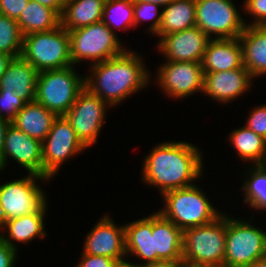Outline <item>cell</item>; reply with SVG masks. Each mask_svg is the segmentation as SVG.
<instances>
[{
    "instance_id": "1",
    "label": "cell",
    "mask_w": 266,
    "mask_h": 267,
    "mask_svg": "<svg viewBox=\"0 0 266 267\" xmlns=\"http://www.w3.org/2000/svg\"><path fill=\"white\" fill-rule=\"evenodd\" d=\"M202 151L189 142H163L144 157L142 182L164 193L194 185L203 170Z\"/></svg>"
},
{
    "instance_id": "2",
    "label": "cell",
    "mask_w": 266,
    "mask_h": 267,
    "mask_svg": "<svg viewBox=\"0 0 266 267\" xmlns=\"http://www.w3.org/2000/svg\"><path fill=\"white\" fill-rule=\"evenodd\" d=\"M91 74L84 76L85 88L110 107L148 86L151 78L140 54L126 50L113 58L91 64Z\"/></svg>"
},
{
    "instance_id": "3",
    "label": "cell",
    "mask_w": 266,
    "mask_h": 267,
    "mask_svg": "<svg viewBox=\"0 0 266 267\" xmlns=\"http://www.w3.org/2000/svg\"><path fill=\"white\" fill-rule=\"evenodd\" d=\"M205 194L195 184L168 191L162 195L165 207L158 212L183 231L211 223L221 214Z\"/></svg>"
},
{
    "instance_id": "4",
    "label": "cell",
    "mask_w": 266,
    "mask_h": 267,
    "mask_svg": "<svg viewBox=\"0 0 266 267\" xmlns=\"http://www.w3.org/2000/svg\"><path fill=\"white\" fill-rule=\"evenodd\" d=\"M226 213L211 223L195 226L183 233V263L223 265L226 253Z\"/></svg>"
},
{
    "instance_id": "5",
    "label": "cell",
    "mask_w": 266,
    "mask_h": 267,
    "mask_svg": "<svg viewBox=\"0 0 266 267\" xmlns=\"http://www.w3.org/2000/svg\"><path fill=\"white\" fill-rule=\"evenodd\" d=\"M21 56L38 72L72 66L68 31L59 25L50 31L23 36Z\"/></svg>"
},
{
    "instance_id": "6",
    "label": "cell",
    "mask_w": 266,
    "mask_h": 267,
    "mask_svg": "<svg viewBox=\"0 0 266 267\" xmlns=\"http://www.w3.org/2000/svg\"><path fill=\"white\" fill-rule=\"evenodd\" d=\"M74 66L38 72L35 101L57 116H64L85 88Z\"/></svg>"
},
{
    "instance_id": "7",
    "label": "cell",
    "mask_w": 266,
    "mask_h": 267,
    "mask_svg": "<svg viewBox=\"0 0 266 267\" xmlns=\"http://www.w3.org/2000/svg\"><path fill=\"white\" fill-rule=\"evenodd\" d=\"M68 33L73 65L83 60H90L92 64L103 62L126 50L116 32H113L102 21L68 31Z\"/></svg>"
},
{
    "instance_id": "8",
    "label": "cell",
    "mask_w": 266,
    "mask_h": 267,
    "mask_svg": "<svg viewBox=\"0 0 266 267\" xmlns=\"http://www.w3.org/2000/svg\"><path fill=\"white\" fill-rule=\"evenodd\" d=\"M225 247V266L247 267L266 257V231L254 227L250 221L228 217L227 214Z\"/></svg>"
},
{
    "instance_id": "9",
    "label": "cell",
    "mask_w": 266,
    "mask_h": 267,
    "mask_svg": "<svg viewBox=\"0 0 266 267\" xmlns=\"http://www.w3.org/2000/svg\"><path fill=\"white\" fill-rule=\"evenodd\" d=\"M50 179L28 173L21 179L0 184V225L9 220L38 212L46 204L45 192L36 184V180Z\"/></svg>"
},
{
    "instance_id": "10",
    "label": "cell",
    "mask_w": 266,
    "mask_h": 267,
    "mask_svg": "<svg viewBox=\"0 0 266 267\" xmlns=\"http://www.w3.org/2000/svg\"><path fill=\"white\" fill-rule=\"evenodd\" d=\"M196 26L210 39L239 38L246 23L232 0H195ZM212 34L216 35L212 38Z\"/></svg>"
},
{
    "instance_id": "11",
    "label": "cell",
    "mask_w": 266,
    "mask_h": 267,
    "mask_svg": "<svg viewBox=\"0 0 266 267\" xmlns=\"http://www.w3.org/2000/svg\"><path fill=\"white\" fill-rule=\"evenodd\" d=\"M86 149L66 117L57 116L42 142L43 177L51 180L64 161Z\"/></svg>"
},
{
    "instance_id": "12",
    "label": "cell",
    "mask_w": 266,
    "mask_h": 267,
    "mask_svg": "<svg viewBox=\"0 0 266 267\" xmlns=\"http://www.w3.org/2000/svg\"><path fill=\"white\" fill-rule=\"evenodd\" d=\"M108 107L110 106L99 96L84 88L64 115L77 137L88 149L97 142Z\"/></svg>"
},
{
    "instance_id": "13",
    "label": "cell",
    "mask_w": 266,
    "mask_h": 267,
    "mask_svg": "<svg viewBox=\"0 0 266 267\" xmlns=\"http://www.w3.org/2000/svg\"><path fill=\"white\" fill-rule=\"evenodd\" d=\"M156 74L161 90L171 98L182 100L195 92H203L202 62L166 61Z\"/></svg>"
},
{
    "instance_id": "14",
    "label": "cell",
    "mask_w": 266,
    "mask_h": 267,
    "mask_svg": "<svg viewBox=\"0 0 266 267\" xmlns=\"http://www.w3.org/2000/svg\"><path fill=\"white\" fill-rule=\"evenodd\" d=\"M210 38L197 26L159 39L157 48L166 61L202 62Z\"/></svg>"
},
{
    "instance_id": "15",
    "label": "cell",
    "mask_w": 266,
    "mask_h": 267,
    "mask_svg": "<svg viewBox=\"0 0 266 267\" xmlns=\"http://www.w3.org/2000/svg\"><path fill=\"white\" fill-rule=\"evenodd\" d=\"M9 157L24 167L28 173L43 177L42 142L28 136L10 124L5 134L2 153V170Z\"/></svg>"
},
{
    "instance_id": "16",
    "label": "cell",
    "mask_w": 266,
    "mask_h": 267,
    "mask_svg": "<svg viewBox=\"0 0 266 267\" xmlns=\"http://www.w3.org/2000/svg\"><path fill=\"white\" fill-rule=\"evenodd\" d=\"M82 252L110 257L118 262L125 260V225L117 226L107 214L102 216L88 233Z\"/></svg>"
},
{
    "instance_id": "17",
    "label": "cell",
    "mask_w": 266,
    "mask_h": 267,
    "mask_svg": "<svg viewBox=\"0 0 266 267\" xmlns=\"http://www.w3.org/2000/svg\"><path fill=\"white\" fill-rule=\"evenodd\" d=\"M253 76L245 66L235 70L204 73V95L221 103L236 100L252 86Z\"/></svg>"
},
{
    "instance_id": "18",
    "label": "cell",
    "mask_w": 266,
    "mask_h": 267,
    "mask_svg": "<svg viewBox=\"0 0 266 267\" xmlns=\"http://www.w3.org/2000/svg\"><path fill=\"white\" fill-rule=\"evenodd\" d=\"M183 233L158 211L152 214L153 253H157V262L182 261Z\"/></svg>"
},
{
    "instance_id": "19",
    "label": "cell",
    "mask_w": 266,
    "mask_h": 267,
    "mask_svg": "<svg viewBox=\"0 0 266 267\" xmlns=\"http://www.w3.org/2000/svg\"><path fill=\"white\" fill-rule=\"evenodd\" d=\"M243 65V48L239 38L210 39L202 67L204 73L235 70Z\"/></svg>"
},
{
    "instance_id": "20",
    "label": "cell",
    "mask_w": 266,
    "mask_h": 267,
    "mask_svg": "<svg viewBox=\"0 0 266 267\" xmlns=\"http://www.w3.org/2000/svg\"><path fill=\"white\" fill-rule=\"evenodd\" d=\"M38 71L22 56L14 57L0 80V91H15L26 103L35 101Z\"/></svg>"
},
{
    "instance_id": "21",
    "label": "cell",
    "mask_w": 266,
    "mask_h": 267,
    "mask_svg": "<svg viewBox=\"0 0 266 267\" xmlns=\"http://www.w3.org/2000/svg\"><path fill=\"white\" fill-rule=\"evenodd\" d=\"M47 204L38 212H33L25 216H21L14 219H9L0 225V230L4 229L8 234L4 232L0 233V237L12 248L18 249L15 242L28 243L32 239L39 237H46L44 218L47 212ZM8 235V236H7Z\"/></svg>"
},
{
    "instance_id": "22",
    "label": "cell",
    "mask_w": 266,
    "mask_h": 267,
    "mask_svg": "<svg viewBox=\"0 0 266 267\" xmlns=\"http://www.w3.org/2000/svg\"><path fill=\"white\" fill-rule=\"evenodd\" d=\"M243 65L255 77L266 75V26H248L239 36Z\"/></svg>"
},
{
    "instance_id": "23",
    "label": "cell",
    "mask_w": 266,
    "mask_h": 267,
    "mask_svg": "<svg viewBox=\"0 0 266 267\" xmlns=\"http://www.w3.org/2000/svg\"><path fill=\"white\" fill-rule=\"evenodd\" d=\"M124 225L126 254L144 260L138 266L157 262V253H153L152 215Z\"/></svg>"
},
{
    "instance_id": "24",
    "label": "cell",
    "mask_w": 266,
    "mask_h": 267,
    "mask_svg": "<svg viewBox=\"0 0 266 267\" xmlns=\"http://www.w3.org/2000/svg\"><path fill=\"white\" fill-rule=\"evenodd\" d=\"M57 115L37 101L26 103L11 122L17 129L41 142L45 140Z\"/></svg>"
},
{
    "instance_id": "25",
    "label": "cell",
    "mask_w": 266,
    "mask_h": 267,
    "mask_svg": "<svg viewBox=\"0 0 266 267\" xmlns=\"http://www.w3.org/2000/svg\"><path fill=\"white\" fill-rule=\"evenodd\" d=\"M106 0H66L60 25L67 31L82 28L102 20Z\"/></svg>"
},
{
    "instance_id": "26",
    "label": "cell",
    "mask_w": 266,
    "mask_h": 267,
    "mask_svg": "<svg viewBox=\"0 0 266 267\" xmlns=\"http://www.w3.org/2000/svg\"><path fill=\"white\" fill-rule=\"evenodd\" d=\"M161 13V23L154 34L160 39L170 33L196 26L195 0H172Z\"/></svg>"
},
{
    "instance_id": "27",
    "label": "cell",
    "mask_w": 266,
    "mask_h": 267,
    "mask_svg": "<svg viewBox=\"0 0 266 267\" xmlns=\"http://www.w3.org/2000/svg\"><path fill=\"white\" fill-rule=\"evenodd\" d=\"M16 21L25 36L56 29L60 25V16L53 9L29 0Z\"/></svg>"
},
{
    "instance_id": "28",
    "label": "cell",
    "mask_w": 266,
    "mask_h": 267,
    "mask_svg": "<svg viewBox=\"0 0 266 267\" xmlns=\"http://www.w3.org/2000/svg\"><path fill=\"white\" fill-rule=\"evenodd\" d=\"M229 141L241 160L254 165L266 164V140L246 126L230 132Z\"/></svg>"
},
{
    "instance_id": "29",
    "label": "cell",
    "mask_w": 266,
    "mask_h": 267,
    "mask_svg": "<svg viewBox=\"0 0 266 267\" xmlns=\"http://www.w3.org/2000/svg\"><path fill=\"white\" fill-rule=\"evenodd\" d=\"M248 169L249 178L241 187L245 195L244 203L257 210H266V164L252 165Z\"/></svg>"
},
{
    "instance_id": "30",
    "label": "cell",
    "mask_w": 266,
    "mask_h": 267,
    "mask_svg": "<svg viewBox=\"0 0 266 267\" xmlns=\"http://www.w3.org/2000/svg\"><path fill=\"white\" fill-rule=\"evenodd\" d=\"M101 21L113 32L114 29L133 28V0H106Z\"/></svg>"
},
{
    "instance_id": "31",
    "label": "cell",
    "mask_w": 266,
    "mask_h": 267,
    "mask_svg": "<svg viewBox=\"0 0 266 267\" xmlns=\"http://www.w3.org/2000/svg\"><path fill=\"white\" fill-rule=\"evenodd\" d=\"M23 35L16 19L0 14V52L13 58L21 56Z\"/></svg>"
},
{
    "instance_id": "32",
    "label": "cell",
    "mask_w": 266,
    "mask_h": 267,
    "mask_svg": "<svg viewBox=\"0 0 266 267\" xmlns=\"http://www.w3.org/2000/svg\"><path fill=\"white\" fill-rule=\"evenodd\" d=\"M159 7L161 6L155 3L133 0L134 26L137 27L143 21L155 19L152 21L153 23L151 22L150 28L148 29V32L150 31L154 35L158 31L161 23L162 11H159Z\"/></svg>"
},
{
    "instance_id": "33",
    "label": "cell",
    "mask_w": 266,
    "mask_h": 267,
    "mask_svg": "<svg viewBox=\"0 0 266 267\" xmlns=\"http://www.w3.org/2000/svg\"><path fill=\"white\" fill-rule=\"evenodd\" d=\"M25 105L26 102L20 99L15 91H0L1 118L12 122Z\"/></svg>"
},
{
    "instance_id": "34",
    "label": "cell",
    "mask_w": 266,
    "mask_h": 267,
    "mask_svg": "<svg viewBox=\"0 0 266 267\" xmlns=\"http://www.w3.org/2000/svg\"><path fill=\"white\" fill-rule=\"evenodd\" d=\"M245 126L266 140V104L253 108Z\"/></svg>"
},
{
    "instance_id": "35",
    "label": "cell",
    "mask_w": 266,
    "mask_h": 267,
    "mask_svg": "<svg viewBox=\"0 0 266 267\" xmlns=\"http://www.w3.org/2000/svg\"><path fill=\"white\" fill-rule=\"evenodd\" d=\"M243 7L254 18L248 26H266V0H245Z\"/></svg>"
},
{
    "instance_id": "36",
    "label": "cell",
    "mask_w": 266,
    "mask_h": 267,
    "mask_svg": "<svg viewBox=\"0 0 266 267\" xmlns=\"http://www.w3.org/2000/svg\"><path fill=\"white\" fill-rule=\"evenodd\" d=\"M81 262L76 267H114L118 262L110 257L100 255L81 254Z\"/></svg>"
},
{
    "instance_id": "37",
    "label": "cell",
    "mask_w": 266,
    "mask_h": 267,
    "mask_svg": "<svg viewBox=\"0 0 266 267\" xmlns=\"http://www.w3.org/2000/svg\"><path fill=\"white\" fill-rule=\"evenodd\" d=\"M29 0H0V14L18 19Z\"/></svg>"
},
{
    "instance_id": "38",
    "label": "cell",
    "mask_w": 266,
    "mask_h": 267,
    "mask_svg": "<svg viewBox=\"0 0 266 267\" xmlns=\"http://www.w3.org/2000/svg\"><path fill=\"white\" fill-rule=\"evenodd\" d=\"M17 252L0 237V267H14Z\"/></svg>"
},
{
    "instance_id": "39",
    "label": "cell",
    "mask_w": 266,
    "mask_h": 267,
    "mask_svg": "<svg viewBox=\"0 0 266 267\" xmlns=\"http://www.w3.org/2000/svg\"><path fill=\"white\" fill-rule=\"evenodd\" d=\"M32 1L38 2L43 6L53 9L59 16H61L66 2V0H32Z\"/></svg>"
},
{
    "instance_id": "40",
    "label": "cell",
    "mask_w": 266,
    "mask_h": 267,
    "mask_svg": "<svg viewBox=\"0 0 266 267\" xmlns=\"http://www.w3.org/2000/svg\"><path fill=\"white\" fill-rule=\"evenodd\" d=\"M11 122L0 117V170L2 171V153L5 142V134Z\"/></svg>"
},
{
    "instance_id": "41",
    "label": "cell",
    "mask_w": 266,
    "mask_h": 267,
    "mask_svg": "<svg viewBox=\"0 0 266 267\" xmlns=\"http://www.w3.org/2000/svg\"><path fill=\"white\" fill-rule=\"evenodd\" d=\"M183 262L182 261H158L154 263H149L143 266L139 267H182Z\"/></svg>"
},
{
    "instance_id": "42",
    "label": "cell",
    "mask_w": 266,
    "mask_h": 267,
    "mask_svg": "<svg viewBox=\"0 0 266 267\" xmlns=\"http://www.w3.org/2000/svg\"><path fill=\"white\" fill-rule=\"evenodd\" d=\"M12 59L13 57L11 55L0 52V80L3 77L6 68Z\"/></svg>"
},
{
    "instance_id": "43",
    "label": "cell",
    "mask_w": 266,
    "mask_h": 267,
    "mask_svg": "<svg viewBox=\"0 0 266 267\" xmlns=\"http://www.w3.org/2000/svg\"><path fill=\"white\" fill-rule=\"evenodd\" d=\"M247 267H266V257L255 260L252 264Z\"/></svg>"
},
{
    "instance_id": "44",
    "label": "cell",
    "mask_w": 266,
    "mask_h": 267,
    "mask_svg": "<svg viewBox=\"0 0 266 267\" xmlns=\"http://www.w3.org/2000/svg\"><path fill=\"white\" fill-rule=\"evenodd\" d=\"M114 267H139L137 264H132L131 262H127V260L119 261L115 264Z\"/></svg>"
},
{
    "instance_id": "45",
    "label": "cell",
    "mask_w": 266,
    "mask_h": 267,
    "mask_svg": "<svg viewBox=\"0 0 266 267\" xmlns=\"http://www.w3.org/2000/svg\"><path fill=\"white\" fill-rule=\"evenodd\" d=\"M141 1L155 3V4H158L159 6H161L163 8L168 3H170L172 0H141Z\"/></svg>"
},
{
    "instance_id": "46",
    "label": "cell",
    "mask_w": 266,
    "mask_h": 267,
    "mask_svg": "<svg viewBox=\"0 0 266 267\" xmlns=\"http://www.w3.org/2000/svg\"><path fill=\"white\" fill-rule=\"evenodd\" d=\"M182 267H227L224 264L223 265H197V264H189V263H183Z\"/></svg>"
}]
</instances>
